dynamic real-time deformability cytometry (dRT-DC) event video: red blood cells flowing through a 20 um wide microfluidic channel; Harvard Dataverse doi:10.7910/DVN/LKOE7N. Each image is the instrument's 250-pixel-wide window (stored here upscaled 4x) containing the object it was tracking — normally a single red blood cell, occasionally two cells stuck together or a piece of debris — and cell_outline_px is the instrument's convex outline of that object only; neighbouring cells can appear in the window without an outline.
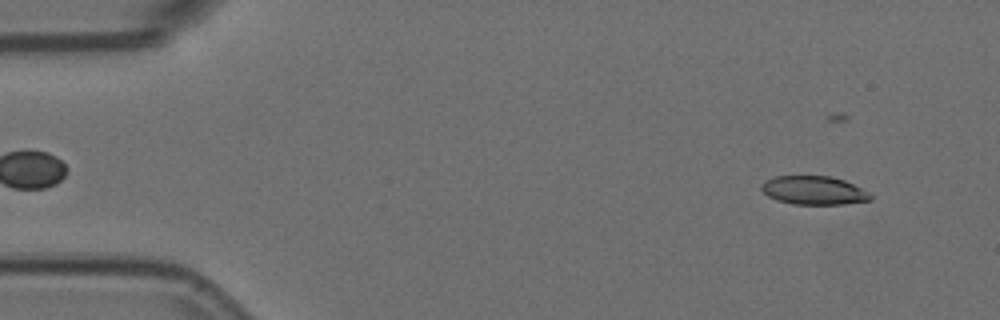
{"species": "Egyptian fruit bat (a non-hibernating species)", "species_latin": "Rousettus aegyptiacus", "temperature_condition": "room temperature", "stored_images_in_passage": 17, "camera_frame_rate_fps": 3000, "um_per_image_px": 0.085, "animal": {"sex": "female"}, "frame": {"image": 1, "passage_image": 1, "time_ms": 0.0, "image_size_px": [1000, 320], "cell_outline_px": [[872, 200], [844, 204], [792, 204], [776, 200], [768, 196], [760, 188], [760, 184], [764, 180], [776, 176], [832, 176], [844, 180], [868, 192], [872, 196]], "centroid_in_image_um": [69.14, 16.18], "position_along_channel_um": 15.9, "area_um2": 18.21}}
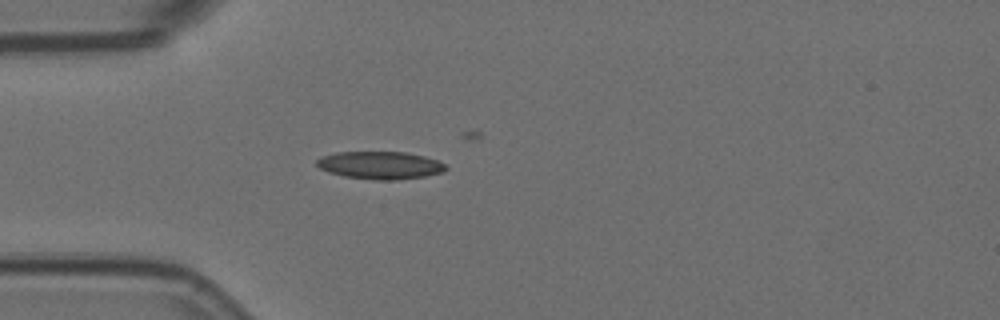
{"frame": {"image": 2, "passage_image": 12, "time_ms": 3.667, "image_size_px": [1000, 320], "cell_outline_px": [[448, 168], [444, 172], [424, 176], [396, 180], [376, 180], [344, 176], [328, 172], [320, 168], [316, 164], [316, 160], [320, 156], [336, 152], [404, 152], [424, 156], [436, 160], [444, 164]], "centroid_in_image_um": [32.29, 14.04], "position_along_channel_um": 52.7, "area_um2": 20.81}}
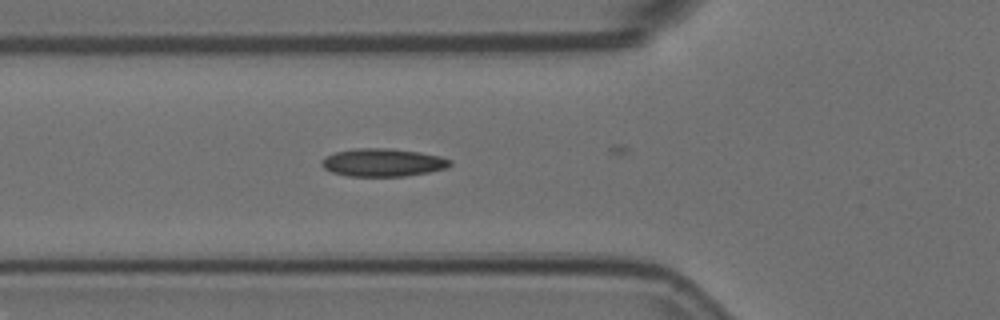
{"frame": {"image": 3, "passage_image": 16, "time_ms": 5.0, "image_size_px": [1000, 320], "cell_outline_px": [[452, 164], [444, 168], [428, 172], [404, 176], [348, 176], [332, 172], [324, 168], [320, 164], [320, 160], [324, 156], [336, 152], [356, 148], [388, 148], [420, 152], [440, 156], [452, 160]], "centroid_in_image_um": [32.51, 13.8], "position_along_channel_um": 93.3, "area_um2": 20.92}}